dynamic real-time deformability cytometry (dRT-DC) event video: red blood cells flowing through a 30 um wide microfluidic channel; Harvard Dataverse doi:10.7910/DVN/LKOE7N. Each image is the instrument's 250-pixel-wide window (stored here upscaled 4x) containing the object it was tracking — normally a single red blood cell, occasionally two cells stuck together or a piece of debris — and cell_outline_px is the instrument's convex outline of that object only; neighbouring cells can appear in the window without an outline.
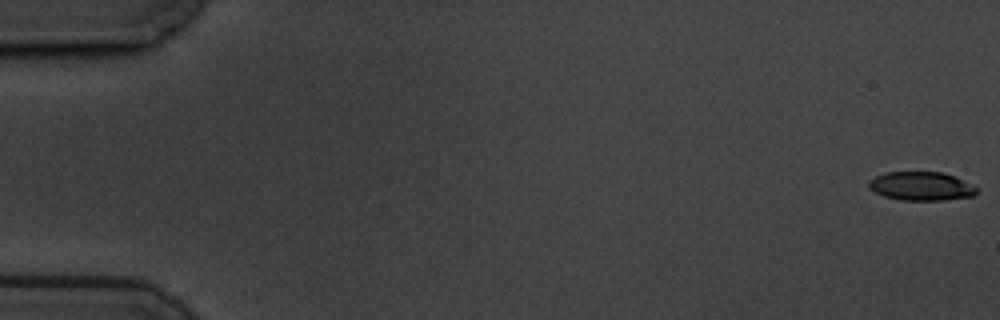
{"species": "common noctule bat (a hibernating species)", "species_latin": "Nyctalus noctula", "temperature_condition": "cold", "stored_images_in_passage": 60, "camera_frame_rate_fps": 3000, "um_per_image_px": 0.085, "animal": {"sex": "male", "body_mass_g": 19.5, "forearm_length_mm": 54.6}, "frame": {"image": 1, "passage_image": 1, "time_ms": 0.0, "image_size_px": [1000, 320], "cell_outline_px": [[980, 188], [976, 196], [944, 200], [904, 200], [884, 196], [868, 188], [868, 180], [884, 172], [944, 172], [956, 176]], "centroid_in_image_um": [78.36, 15.82], "position_along_channel_um": 6.6, "area_um2": 18.38}}
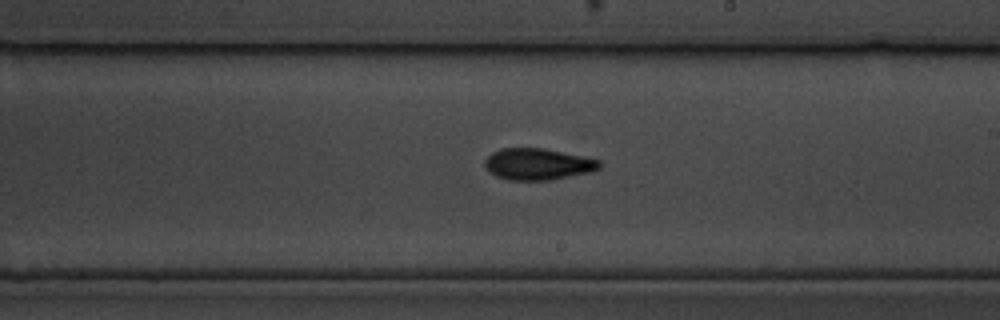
{"frame": {"image": 2, "passage_image": 35, "time_ms": 11.333, "image_size_px": [1000, 320], "cell_outline_px": [[600, 168], [592, 172], [548, 180], [508, 180], [496, 176], [488, 172], [484, 168], [484, 160], [492, 152], [500, 148], [544, 148], [600, 160]], "centroid_in_image_um": [45.67, 13.95], "position_along_channel_um": 243.3, "area_um2": 21.15}}
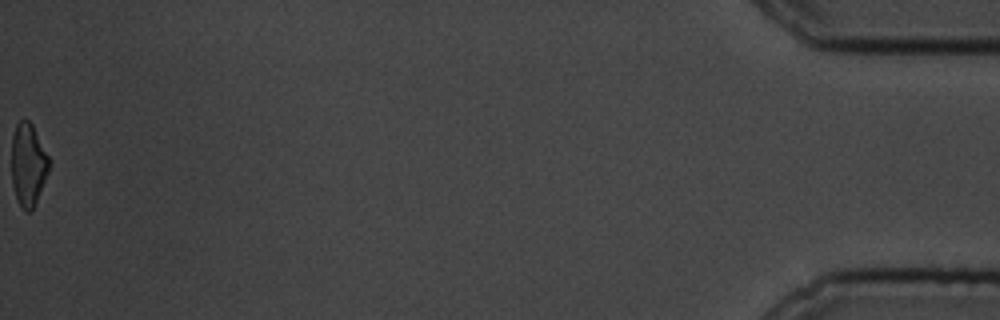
{"frame": {"image": 3, "passage_image": 60, "time_ms": 19.667, "image_size_px": [1000, 320], "cell_outline_px": [[48, 172], [36, 204], [28, 212], [24, 212], [20, 208], [16, 200], [12, 184], [12, 136], [16, 124], [20, 120], [28, 120], [32, 124], [48, 156]], "centroid_in_image_um": [2.37, 14.04], "position_along_channel_um": 432.8, "area_um2": 18.03}, "authors_computed_cell_mechanics": {"area_um2": 19.8832, "velocity_mm_per_s": 3.4311, "shape_relaxation_time_tau1_ms": 3.8302, "shape_relaxation_time_tau2_ms": 2.7274, "deformation_change_tau1": 0.1593, "deformation_change_tau2": 0.1019}}